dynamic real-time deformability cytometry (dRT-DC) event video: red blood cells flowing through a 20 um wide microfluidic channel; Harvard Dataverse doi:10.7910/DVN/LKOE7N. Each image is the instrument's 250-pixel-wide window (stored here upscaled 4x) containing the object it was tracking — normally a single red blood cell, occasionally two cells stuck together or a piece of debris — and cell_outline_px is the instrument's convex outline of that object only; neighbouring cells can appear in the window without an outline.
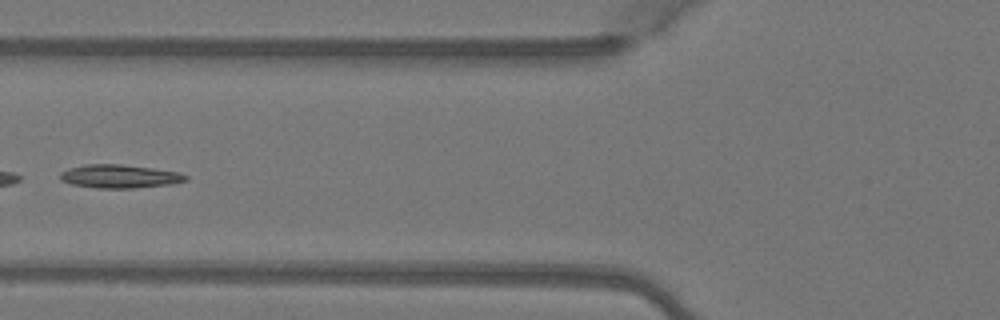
{"species": "Egyptian fruit bat (a non-hibernating species)", "species_latin": "Rousettus aegyptiacus", "temperature_condition": "warm", "stored_images_in_passage": 5, "camera_frame_rate_fps": 3000, "um_per_image_px": 0.085, "animal": {"sex": "female"}, "frame": {"image": 1, "passage_image": 4, "time_ms": 1.0, "image_size_px": [1000, 320], "cell_outline_px": [[188, 180], [172, 184], [132, 188], [96, 188], [72, 184], [60, 180], [60, 172], [68, 168], [84, 164], [120, 164], [152, 168], [180, 172], [188, 176]], "centroid_in_image_um": [10.16, 14.98], "position_along_channel_um": 115.6, "area_um2": 17.22}}
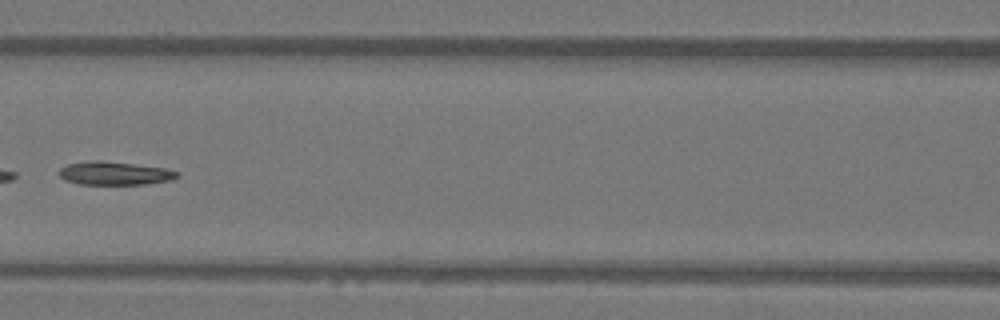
{"frame": {"image": 2, "passage_image": 5, "time_ms": 1.333, "image_size_px": [1000, 320], "cell_outline_px": [[180, 176], [172, 180], [144, 184], [80, 184], [64, 180], [60, 176], [60, 168], [68, 164], [88, 160], [100, 160], [164, 168], [180, 172]], "centroid_in_image_um": [9.75, 14.73], "position_along_channel_um": 156.9, "area_um2": 16.01}}